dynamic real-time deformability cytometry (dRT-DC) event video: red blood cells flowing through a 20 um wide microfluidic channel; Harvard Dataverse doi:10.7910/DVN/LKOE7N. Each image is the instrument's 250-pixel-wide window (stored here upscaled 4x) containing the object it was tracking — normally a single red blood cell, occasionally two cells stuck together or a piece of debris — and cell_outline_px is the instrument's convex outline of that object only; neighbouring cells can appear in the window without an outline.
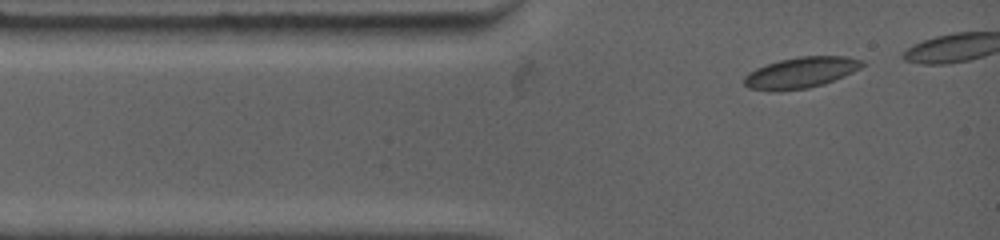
{"species": "common noctule bat (a hibernating species)", "species_latin": "Nyctalus noctula", "temperature_condition": "warm", "stored_images_in_passage": 6, "camera_frame_rate_fps": 4500, "um_per_image_px": 0.085, "animal": {"sex": "female", "body_mass_g": 19.0, "forearm_length_mm": 53.3}, "frame": {"image": 1, "passage_image": 1, "time_ms": 0.0, "image_size_px": [1000, 240], "cell_outline_px": [[864, 64], [860, 68], [844, 76], [824, 84], [808, 88], [748, 88], [744, 84], [744, 76], [748, 72], [756, 68], [780, 60], [800, 56], [848, 56], [864, 60]], "centroid_in_image_um": [68.15, 6.12], "position_along_channel_um": 16.9, "area_um2": 20.58}}
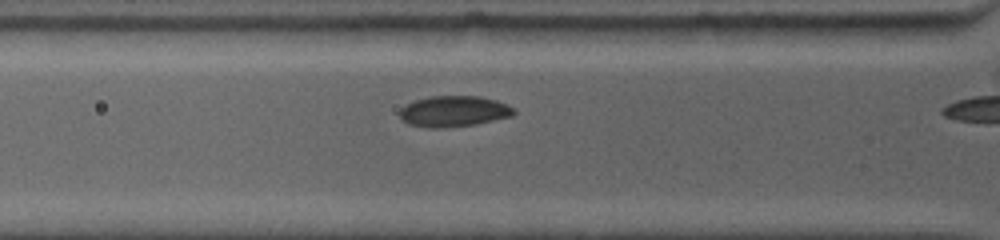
{"frame": {"image": 2, "passage_image": 5, "time_ms": 2.444, "image_size_px": [1000, 240], "cell_outline_px": [[516, 112], [512, 116], [476, 124], [444, 128], [428, 128], [408, 124], [400, 120], [400, 108], [416, 100], [428, 96], [480, 96], [496, 100], [508, 104]], "centroid_in_image_um": [38.56, 9.47], "position_along_channel_um": 87.2, "area_um2": 20.69}}